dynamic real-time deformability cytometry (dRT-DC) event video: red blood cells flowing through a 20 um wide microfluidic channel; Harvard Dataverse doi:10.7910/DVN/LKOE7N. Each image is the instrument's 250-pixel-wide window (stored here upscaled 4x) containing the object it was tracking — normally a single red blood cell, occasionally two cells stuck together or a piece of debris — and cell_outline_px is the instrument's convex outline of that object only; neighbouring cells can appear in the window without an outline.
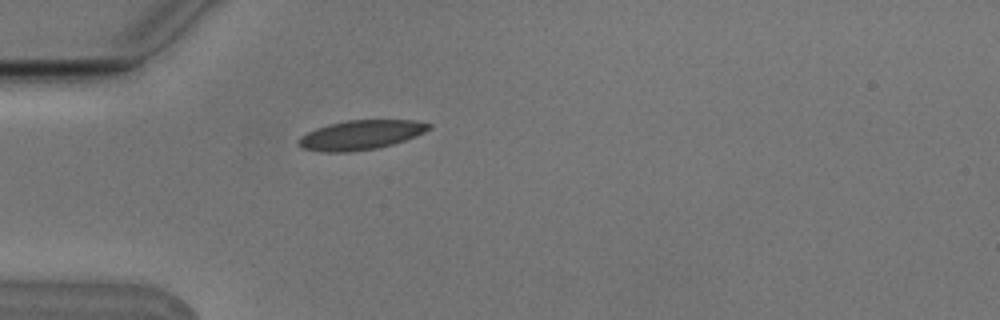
{"species": "Egyptian fruit bat (a non-hibernating species)", "species_latin": "Rousettus aegyptiacus", "temperature_condition": "cold", "stored_images_in_passage": 1, "camera_frame_rate_fps": 3000, "um_per_image_px": 0.085, "animal": {"sex": "male"}, "frame": {"image": 1, "passage_image": 1, "time_ms": 0.0, "image_size_px": [1000, 320], "cell_outline_px": [[432, 128], [416, 136], [392, 144], [376, 148], [348, 152], [324, 152], [304, 148], [296, 144], [296, 140], [300, 136], [316, 128], [328, 124], [348, 120], [416, 120], [432, 124]], "centroid_in_image_um": [30.66, 11.46], "position_along_channel_um": 54.3, "area_um2": 22.37}}